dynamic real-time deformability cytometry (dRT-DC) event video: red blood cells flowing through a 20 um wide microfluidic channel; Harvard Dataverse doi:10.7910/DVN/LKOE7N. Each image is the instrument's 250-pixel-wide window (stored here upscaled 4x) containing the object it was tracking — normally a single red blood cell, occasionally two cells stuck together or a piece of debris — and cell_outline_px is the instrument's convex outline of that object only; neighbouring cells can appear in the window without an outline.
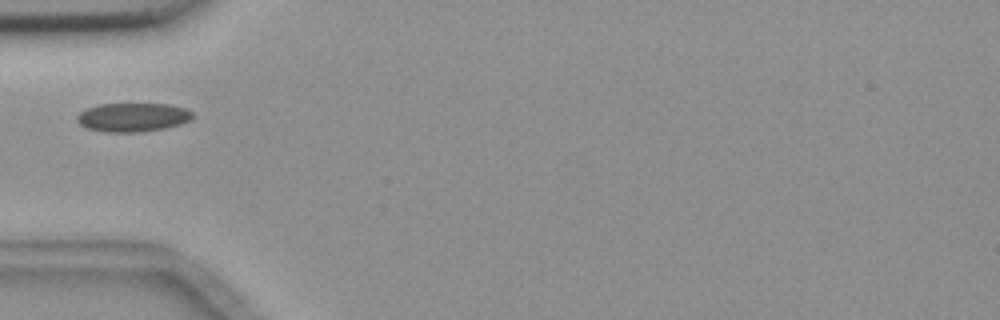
{"species": "common noctule bat (a hibernating species)", "species_latin": "Nyctalus noctula", "temperature_condition": "room temperature", "stored_images_in_passage": 6, "camera_frame_rate_fps": 3000, "um_per_image_px": 0.085, "animal": {"sex": "female", "body_mass_g": 18.4}, "frame": {"image": 1, "passage_image": 1, "time_ms": 0.0, "image_size_px": [1000, 320], "cell_outline_px": [[192, 116], [188, 120], [180, 124], [164, 128], [136, 132], [108, 132], [88, 128], [80, 124], [76, 120], [76, 116], [80, 112], [88, 108], [100, 104], [168, 104], [184, 108], [192, 112]], "centroid_in_image_um": [11.26, 9.96], "position_along_channel_um": 73.7, "area_um2": 19.07}}
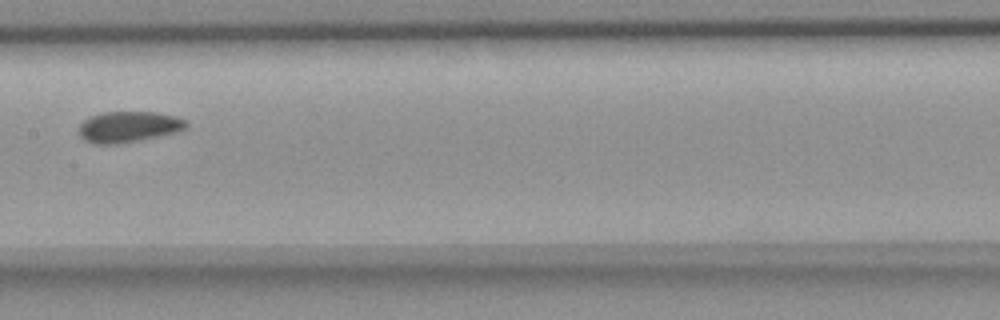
{"frame": {"image": 2, "passage_image": 4, "time_ms": 3.333, "image_size_px": [1000, 320], "cell_outline_px": [[188, 128], [180, 132], [140, 140], [116, 144], [92, 144], [84, 140], [80, 136], [80, 124], [88, 116], [104, 112], [156, 112], [176, 116], [188, 120]], "centroid_in_image_um": [10.98, 10.78], "position_along_channel_um": 196.4, "area_um2": 19.71}}
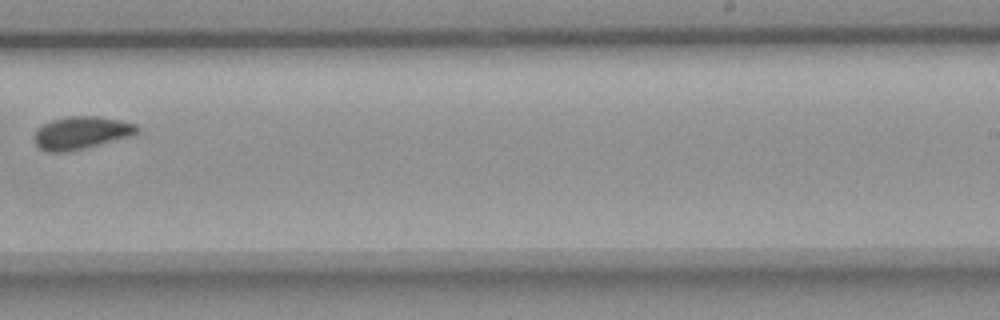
{"frame": {"image": 3, "passage_image": 6, "time_ms": 5.667, "image_size_px": [1000, 320], "cell_outline_px": [[140, 132], [132, 136], [68, 152], [48, 152], [40, 148], [36, 144], [36, 128], [52, 120], [68, 116], [96, 116], [120, 120], [136, 124], [140, 128]], "centroid_in_image_um": [6.95, 11.28], "position_along_channel_um": 282.1, "area_um2": 19.54}}